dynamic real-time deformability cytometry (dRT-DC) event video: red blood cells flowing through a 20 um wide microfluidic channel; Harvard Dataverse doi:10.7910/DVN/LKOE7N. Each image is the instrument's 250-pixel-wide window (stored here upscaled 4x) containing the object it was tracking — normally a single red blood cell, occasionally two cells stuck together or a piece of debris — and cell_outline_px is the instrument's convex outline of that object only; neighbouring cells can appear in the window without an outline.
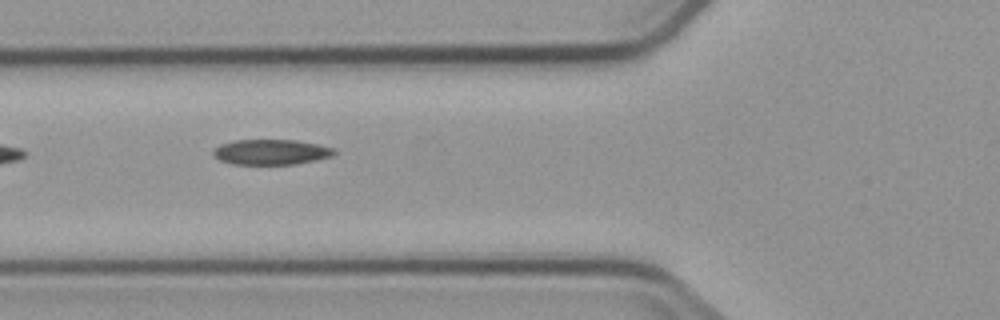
{"species": "common noctule bat (a hibernating species)", "species_latin": "Nyctalus noctula", "temperature_condition": "cold", "stored_images_in_passage": 3, "camera_frame_rate_fps": 3000, "um_per_image_px": 0.085, "animal": {"sex": "male", "body_mass_g": 23.1, "forearm_length_mm": 52.7}, "frame": {"image": 1, "passage_image": 2, "time_ms": 1.333, "image_size_px": [1000, 320], "cell_outline_px": [[336, 152], [332, 156], [316, 160], [292, 164], [236, 164], [220, 160], [212, 152], [220, 144], [232, 140], [296, 140], [336, 148]], "centroid_in_image_um": [23.07, 12.91], "position_along_channel_um": 102.7, "area_um2": 17.69}}
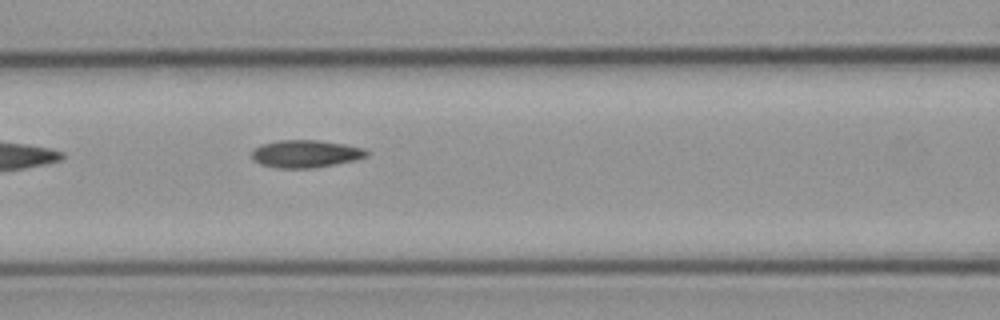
{"frame": {"image": 2, "passage_image": 3, "time_ms": 2.333, "image_size_px": [1000, 320], "cell_outline_px": [[368, 156], [356, 160], [336, 164], [312, 168], [276, 168], [260, 164], [252, 160], [252, 148], [260, 144], [280, 140], [316, 140], [344, 144], [364, 148], [368, 152]], "centroid_in_image_um": [25.95, 13.07], "position_along_channel_um": 140.7, "area_um2": 18.61}}